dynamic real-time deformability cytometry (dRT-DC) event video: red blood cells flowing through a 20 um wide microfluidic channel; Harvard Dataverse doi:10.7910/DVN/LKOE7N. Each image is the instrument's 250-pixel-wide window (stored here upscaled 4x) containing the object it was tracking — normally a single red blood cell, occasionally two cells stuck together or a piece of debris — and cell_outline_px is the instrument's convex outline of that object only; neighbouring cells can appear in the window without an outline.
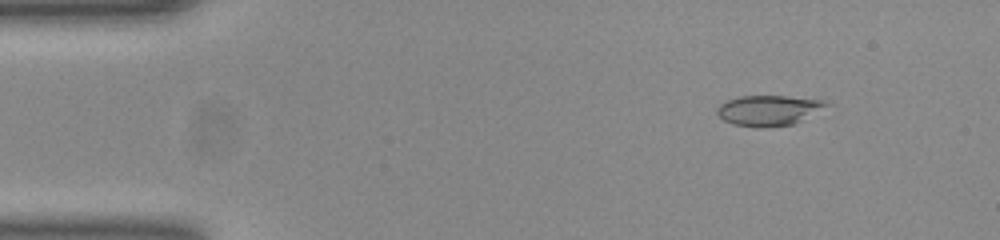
{"species": "common noctule bat (a hibernating species)", "species_latin": "Nyctalus noctula", "temperature_condition": "room temperature", "stored_images_in_passage": 51, "camera_frame_rate_fps": 3000, "um_per_image_px": 0.085, "animal": {"sex": "female", "body_mass_g": 23.0, "forearm_length_mm": 53.4}, "frame": {"image": 1, "passage_image": 6, "time_ms": 1.667, "image_size_px": [1000, 240], "cell_outline_px": [[832, 104], [792, 124], [768, 128], [760, 128], [732, 124], [724, 120], [716, 112], [716, 108], [720, 104], [728, 100], [740, 96], [784, 96], [828, 100]], "centroid_in_image_um": [65.34, 9.38], "position_along_channel_um": 19.7, "area_um2": 19.36}}
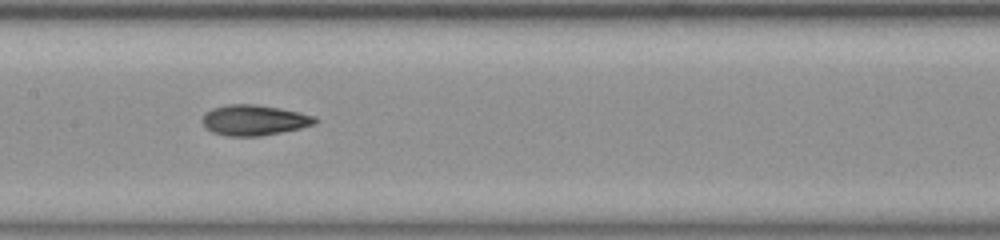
{"frame": {"image": 2, "passage_image": 25, "time_ms": 8.0, "image_size_px": [1000, 240], "cell_outline_px": [[320, 120], [316, 124], [300, 128], [260, 136], [228, 136], [212, 132], [204, 128], [200, 120], [204, 112], [212, 108], [228, 104], [256, 104], [280, 108], [300, 112], [316, 116]], "centroid_in_image_um": [21.58, 10.2], "position_along_channel_um": 185.8, "area_um2": 20.4}}
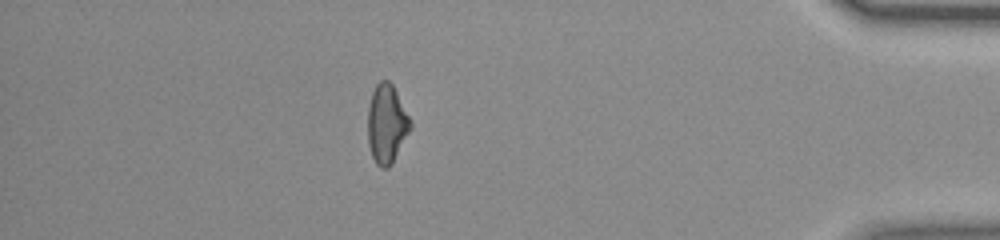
{"frame": {"image": 3, "passage_image": 45, "time_ms": 14.667, "image_size_px": [1000, 240], "cell_outline_px": [[412, 128], [392, 164], [388, 168], [380, 168], [376, 164], [372, 156], [368, 144], [368, 104], [372, 92], [376, 84], [380, 80], [388, 80], [392, 84], [412, 124]], "centroid_in_image_um": [32.85, 10.56], "position_along_channel_um": 402.3, "area_um2": 19.59}, "authors_computed_cell_mechanics": {"area_um2": 19.4208, "velocity_mm_per_s": 3.9559, "shape_relaxation_time_tau1_ms": 7.1826, "shape_relaxation_time_tau2_ms": 4.1037, "deformation_change_tau1": 0.1919, "deformation_change_tau2": 0.1055}}